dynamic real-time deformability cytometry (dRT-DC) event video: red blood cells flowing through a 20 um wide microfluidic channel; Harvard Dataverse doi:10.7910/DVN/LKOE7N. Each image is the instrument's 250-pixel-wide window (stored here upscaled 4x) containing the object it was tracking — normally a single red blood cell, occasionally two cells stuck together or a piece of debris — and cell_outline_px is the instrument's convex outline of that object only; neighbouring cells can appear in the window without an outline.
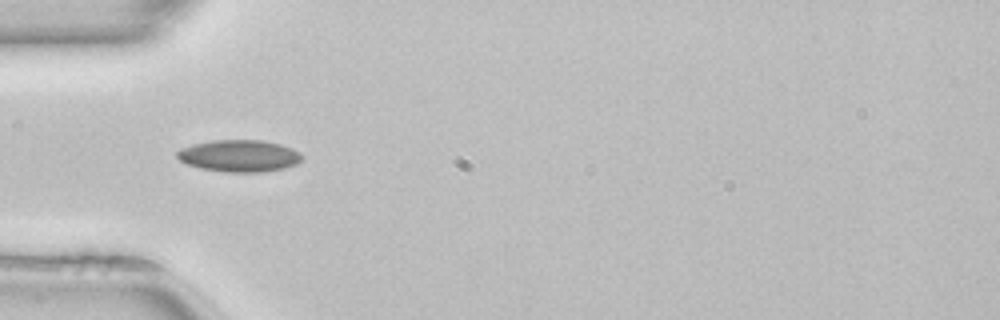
{"species": "common noctule bat (a hibernating species)", "species_latin": "Nyctalus noctula", "temperature_condition": "room temperature", "stored_images_in_passage": 49, "camera_frame_rate_fps": 3000, "um_per_image_px": 0.085, "animal": {"sex": "female", "body_mass_g": 22.7, "forearm_length_mm": 54.2}, "frame": {"image": 1, "passage_image": 15, "time_ms": 4.667, "image_size_px": [1000, 320], "cell_outline_px": [[304, 156], [296, 164], [284, 168], [260, 172], [224, 172], [200, 168], [188, 164], [180, 160], [176, 156], [176, 152], [180, 148], [192, 144], [212, 140], [260, 140], [280, 144], [292, 148], [300, 152]], "centroid_in_image_um": [20.32, 13.24], "position_along_channel_um": 64.7, "area_um2": 23.29}, "authors_computed_cell_mechanics": {"area_um2": 20.9236, "velocity_mm_per_s": 4.0611, "shape_relaxation_time_tau1_ms": null, "shape_relaxation_time_tau2_ms": 6.3725, "deformation_change_tau1": null, "deformation_change_tau2": 0.1334}}